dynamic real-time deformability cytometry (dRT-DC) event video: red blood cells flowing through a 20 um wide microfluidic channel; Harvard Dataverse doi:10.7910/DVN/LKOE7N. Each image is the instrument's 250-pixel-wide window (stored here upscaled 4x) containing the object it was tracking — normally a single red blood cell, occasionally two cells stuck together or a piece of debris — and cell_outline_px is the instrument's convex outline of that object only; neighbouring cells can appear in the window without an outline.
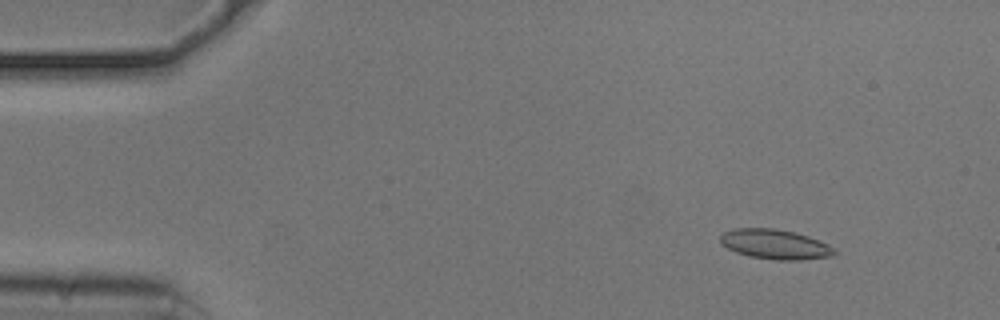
{"species": "common noctule bat (a hibernating species)", "species_latin": "Nyctalus noctula", "temperature_condition": "cold", "stored_images_in_passage": 54, "camera_frame_rate_fps": 3000, "um_per_image_px": 0.085, "animal": {"sex": "male", "body_mass_g": 20.5, "forearm_length_mm": 52.5}, "frame": {"image": 1, "passage_image": 6, "time_ms": 1.667, "image_size_px": [1000, 320], "cell_outline_px": [[836, 252], [832, 256], [800, 260], [776, 260], [748, 256], [736, 252], [720, 244], [720, 236], [724, 232], [732, 228], [776, 228], [796, 232], [808, 236], [828, 244]], "centroid_in_image_um": [65.85, 20.75], "position_along_channel_um": 19.2, "area_um2": 19.88}}
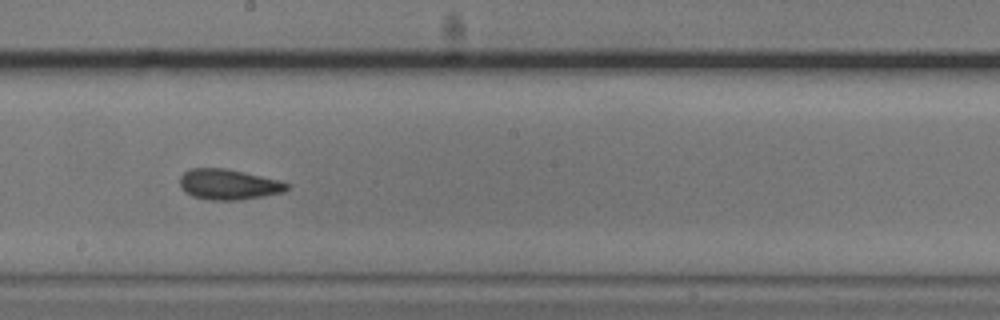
{"frame": {"image": 2, "passage_image": 30, "time_ms": 9.667, "image_size_px": [1000, 320], "cell_outline_px": [[288, 188], [284, 192], [240, 200], [208, 200], [192, 196], [184, 192], [180, 188], [180, 176], [184, 172], [192, 168], [228, 168], [280, 180], [288, 184]], "centroid_in_image_um": [19.4, 15.67], "position_along_channel_um": 228.8, "area_um2": 19.19}}
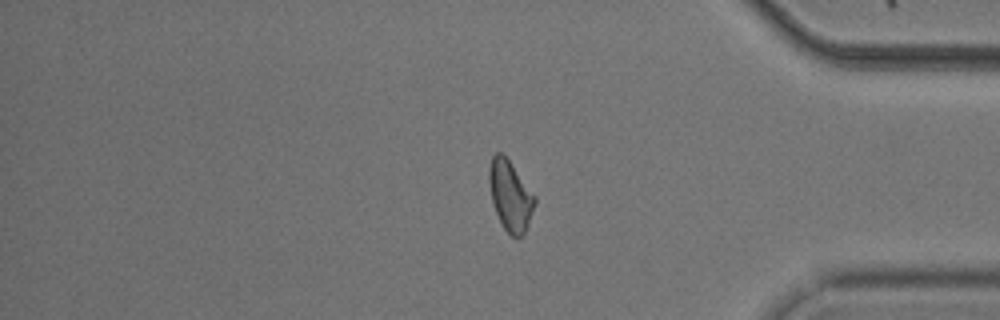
{"frame": {"image": 3, "passage_image": 45, "time_ms": 14.667, "image_size_px": [1000, 320], "cell_outline_px": [[536, 204], [528, 224], [524, 232], [520, 236], [512, 236], [504, 228], [496, 212], [492, 200], [488, 180], [488, 168], [492, 156], [496, 152], [500, 152], [508, 160], [536, 196]], "centroid_in_image_um": [43.37, 16.61], "position_along_channel_um": 391.8, "area_um2": 18.38}, "authors_computed_cell_mechanics": {"area_um2": 18.8139, "velocity_mm_per_s": 3.7186, "shape_relaxation_time_tau1_ms": 2.6332, "shape_relaxation_time_tau2_ms": 1.941, "deformation_change_tau1": 0.1021, "deformation_change_tau2": 0.0862}}